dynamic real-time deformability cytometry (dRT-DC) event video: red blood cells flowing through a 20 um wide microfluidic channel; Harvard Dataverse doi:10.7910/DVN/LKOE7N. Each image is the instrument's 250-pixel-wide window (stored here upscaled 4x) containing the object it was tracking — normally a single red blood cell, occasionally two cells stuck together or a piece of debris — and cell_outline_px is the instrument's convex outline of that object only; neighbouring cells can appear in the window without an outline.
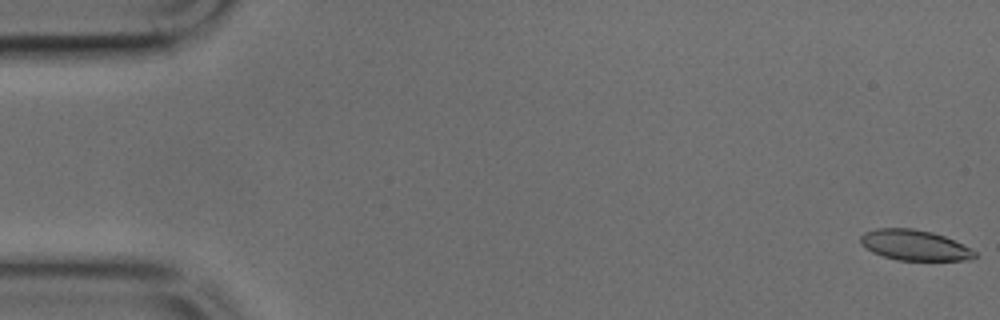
{"species": "common noctule bat (a hibernating species)", "species_latin": "Nyctalus noctula", "temperature_condition": "cold", "stored_images_in_passage": 10, "camera_frame_rate_fps": 3000, "um_per_image_px": 0.085, "animal": {"sex": "male", "body_mass_g": 17.9, "forearm_length_mm": 54.2}, "frame": {"image": 1, "passage_image": 1, "time_ms": 0.0, "image_size_px": [1000, 320], "cell_outline_px": [[976, 256], [972, 260], [896, 260], [872, 252], [860, 244], [860, 236], [864, 232], [876, 228], [912, 228], [932, 232], [944, 236], [976, 252]], "centroid_in_image_um": [77.69, 20.84], "position_along_channel_um": 7.3, "area_um2": 20.17}}